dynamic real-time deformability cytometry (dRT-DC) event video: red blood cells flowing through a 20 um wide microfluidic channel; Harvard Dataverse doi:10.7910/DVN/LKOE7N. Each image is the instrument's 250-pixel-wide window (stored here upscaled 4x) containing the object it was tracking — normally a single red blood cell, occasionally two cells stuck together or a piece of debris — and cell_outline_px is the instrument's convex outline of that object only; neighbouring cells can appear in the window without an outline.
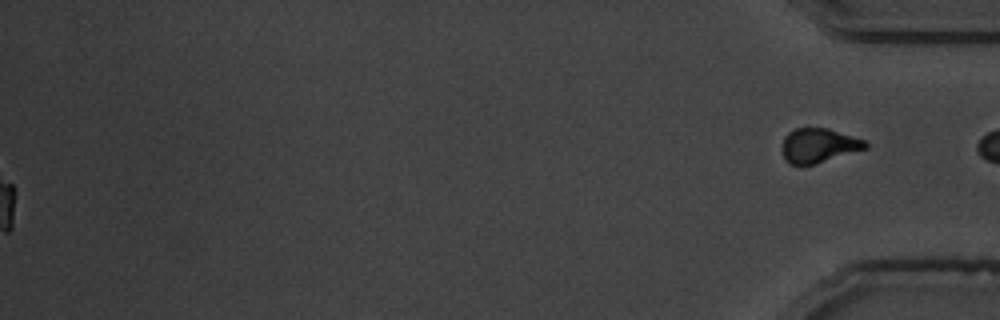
{"species": "common noctule bat (a hibernating species)", "species_latin": "Nyctalus noctula", "temperature_condition": "warm", "stored_images_in_passage": 50, "segment_of_instrument_passage": [2, 2], "camera_frame_rate_fps": 3000, "um_per_image_px": 0.085, "animal": {"sex": "male", "body_mass_g": 19.5, "forearm_length_mm": 54.6}, "frame": {"image": 1, "passage_image": 50, "time_ms": 16.333, "image_size_px": [1000, 320], "cell_outline_px": [[868, 148], [816, 164], [788, 164], [784, 160], [784, 136], [788, 132], [796, 128], [828, 128], [864, 140], [868, 144]], "centroid_in_image_um": [69.61, 12.37], "position_along_channel_um": 365.6, "area_um2": 16.53}}